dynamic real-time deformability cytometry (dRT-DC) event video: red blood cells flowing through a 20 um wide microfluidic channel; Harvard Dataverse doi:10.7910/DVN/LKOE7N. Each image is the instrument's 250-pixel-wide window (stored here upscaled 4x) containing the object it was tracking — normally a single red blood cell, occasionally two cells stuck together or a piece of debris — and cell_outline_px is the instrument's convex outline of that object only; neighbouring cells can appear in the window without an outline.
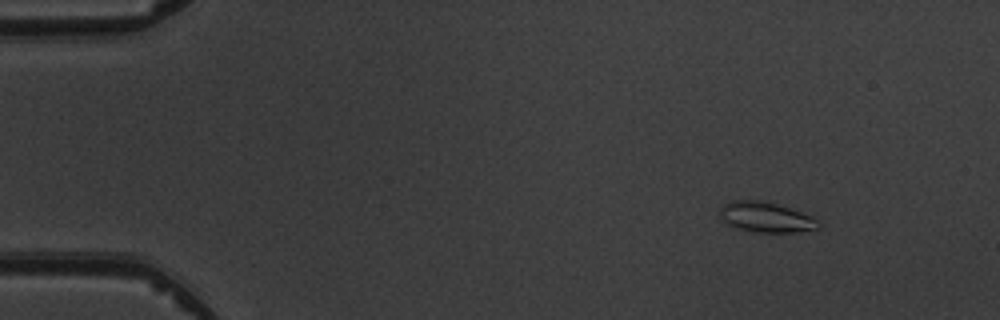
{"species": "common noctule bat (a hibernating species)", "species_latin": "Nyctalus noctula", "temperature_condition": "warm", "stored_images_in_passage": 3, "camera_frame_rate_fps": 3000, "um_per_image_px": 0.085, "animal": {"sex": "male", "body_mass_g": 19.5, "forearm_length_mm": 54.6}, "frame": {"image": 1, "passage_image": 1, "time_ms": 0.0, "image_size_px": [1000, 320], "cell_outline_px": [[820, 228], [796, 232], [752, 232], [728, 224], [720, 216], [720, 208], [724, 204], [732, 200], [764, 200], [800, 212], [816, 220], [820, 224]], "centroid_in_image_um": [65.07, 18.46], "position_along_channel_um": 19.9, "area_um2": 17.05}}
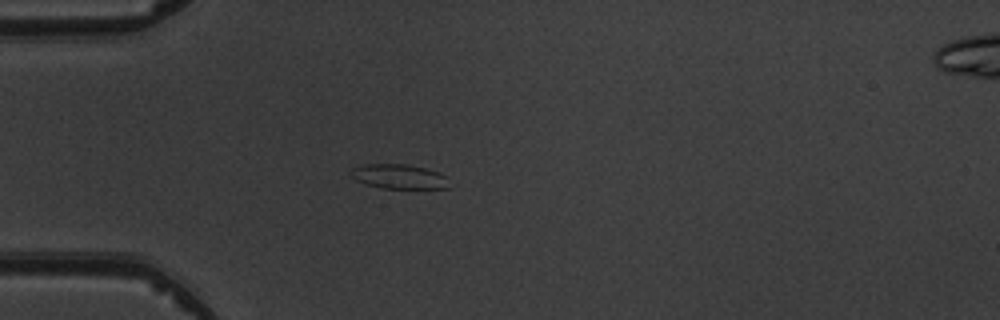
{"frame": {"image": 2, "passage_image": 3, "time_ms": 3.0, "image_size_px": [1000, 320], "cell_outline_px": [[448, 188], [384, 188], [368, 184], [356, 180], [348, 172], [352, 168], [360, 164], [404, 164], [424, 168], [440, 172], [448, 176]], "centroid_in_image_um": [33.91, 14.99], "position_along_channel_um": 51.1, "area_um2": 14.05}}